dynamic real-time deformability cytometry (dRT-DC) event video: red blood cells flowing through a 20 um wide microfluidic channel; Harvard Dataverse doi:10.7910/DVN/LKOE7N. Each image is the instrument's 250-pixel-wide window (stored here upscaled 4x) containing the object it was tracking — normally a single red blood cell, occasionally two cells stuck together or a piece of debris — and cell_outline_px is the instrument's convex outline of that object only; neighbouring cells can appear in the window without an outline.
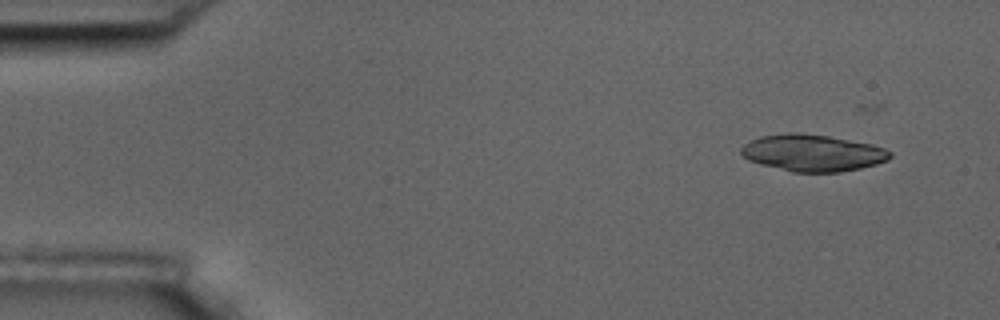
{"species": "common noctule bat (a hibernating species)", "species_latin": "Nyctalus noctula", "temperature_condition": "room temperature", "stored_images_in_passage": 6, "camera_frame_rate_fps": 3000, "um_per_image_px": 0.085, "animal": {"sex": "male", "body_mass_g": 17.5, "forearm_length_mm": 52.3}, "frame": {"image": 1, "passage_image": 2, "time_ms": 1.0, "image_size_px": [1000, 320], "cell_outline_px": [[892, 156], [888, 160], [876, 164], [860, 168], [840, 172], [792, 172], [760, 164], [748, 160], [740, 152], [740, 148], [744, 144], [760, 136], [788, 132], [796, 132], [828, 136], [872, 144], [884, 148], [892, 152]], "centroid_in_image_um": [69.07, 12.99], "position_along_channel_um": 15.9, "area_um2": 31.96}}
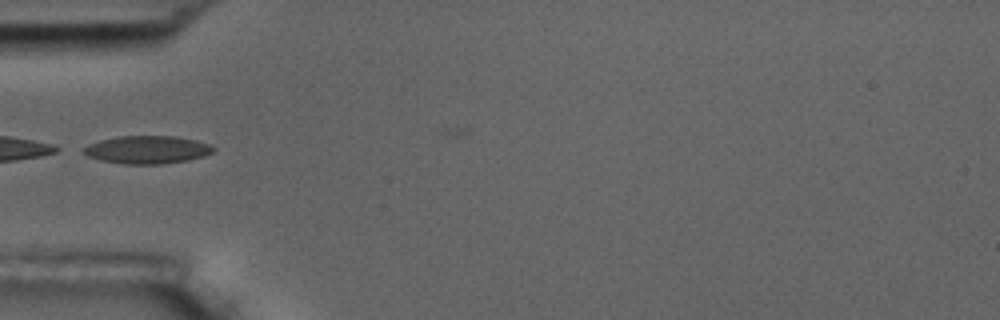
{"frame": {"image": 2, "passage_image": 6, "time_ms": 5.667, "image_size_px": [1000, 320], "cell_outline_px": [[216, 148], [212, 152], [204, 156], [188, 160], [160, 164], [124, 164], [100, 160], [88, 156], [80, 152], [80, 148], [88, 144], [100, 140], [116, 136], [176, 136], [196, 140], [208, 144]], "centroid_in_image_um": [12.46, 12.72], "position_along_channel_um": 72.5, "area_um2": 21.27}}